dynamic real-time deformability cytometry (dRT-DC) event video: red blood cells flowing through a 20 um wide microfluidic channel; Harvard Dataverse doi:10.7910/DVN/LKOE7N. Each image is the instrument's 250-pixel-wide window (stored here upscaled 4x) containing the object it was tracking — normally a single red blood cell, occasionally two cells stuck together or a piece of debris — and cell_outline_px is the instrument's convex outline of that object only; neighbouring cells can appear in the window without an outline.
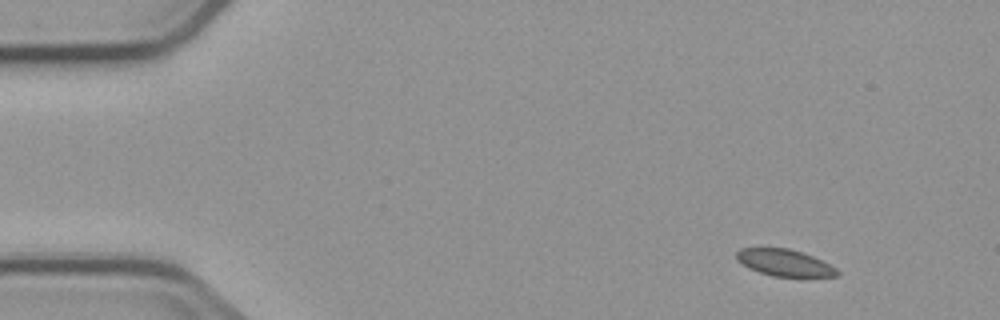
{"species": "common noctule bat (a hibernating species)", "species_latin": "Nyctalus noctula", "temperature_condition": "cold", "stored_images_in_passage": 4, "camera_frame_rate_fps": 3000, "um_per_image_px": 0.085, "animal": {"sex": "male", "body_mass_g": 23.1, "forearm_length_mm": 52.7}, "frame": {"image": 1, "passage_image": 1, "time_ms": 0.0, "image_size_px": [1000, 320], "cell_outline_px": [[840, 276], [772, 276], [748, 268], [736, 260], [736, 252], [740, 248], [788, 248], [812, 256], [836, 268], [840, 272]], "centroid_in_image_um": [66.65, 22.33], "position_along_channel_um": 18.4, "area_um2": 15.49}}
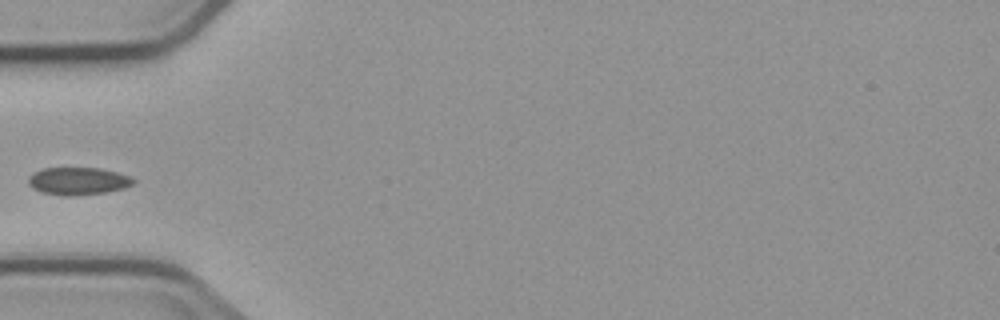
{"frame": {"image": 2, "passage_image": 4, "time_ms": 4.333, "image_size_px": [1000, 320], "cell_outline_px": [[136, 184], [124, 188], [104, 192], [72, 196], [64, 196], [40, 192], [32, 188], [28, 184], [28, 176], [32, 172], [40, 168], [100, 168], [132, 176], [136, 180]], "centroid_in_image_um": [6.62, 15.38], "position_along_channel_um": 78.4, "area_um2": 17.17}}